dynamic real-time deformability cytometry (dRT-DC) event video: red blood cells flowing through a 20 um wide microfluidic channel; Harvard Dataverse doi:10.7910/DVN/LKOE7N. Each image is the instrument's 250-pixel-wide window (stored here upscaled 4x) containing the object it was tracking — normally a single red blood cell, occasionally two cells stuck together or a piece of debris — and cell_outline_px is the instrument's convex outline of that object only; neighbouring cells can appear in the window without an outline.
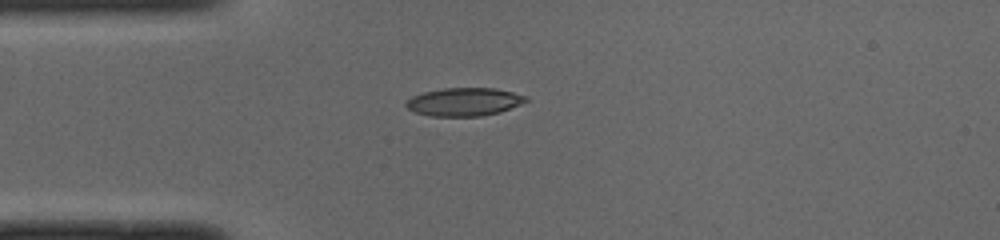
{"species": "common noctule bat (a hibernating species)", "species_latin": "Nyctalus noctula", "temperature_condition": "cold", "stored_images_in_passage": 38, "camera_frame_rate_fps": 3000, "um_per_image_px": 0.085, "animal": {"sex": "male", "body_mass_g": 19.0, "forearm_length_mm": 50.8}, "frame": {"image": 1, "passage_image": 1, "time_ms": 0.0, "image_size_px": [1000, 240], "cell_outline_px": [[528, 100], [520, 104], [500, 112], [480, 116], [432, 116], [416, 112], [408, 108], [404, 104], [412, 96], [424, 92], [444, 88], [496, 88], [528, 96]], "centroid_in_image_um": [39.47, 8.65], "position_along_channel_um": 45.5, "area_um2": 19.54}}
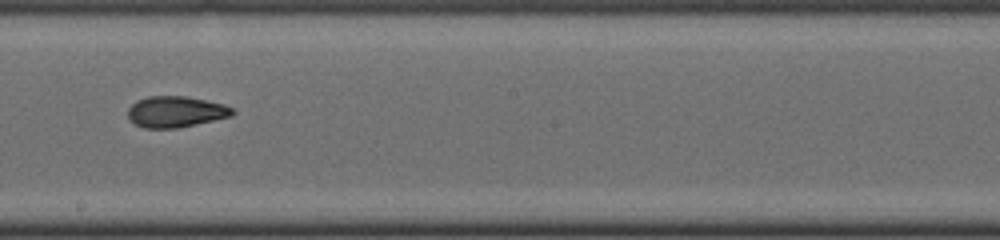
{"frame": {"image": 2, "passage_image": 16, "time_ms": 5.0, "image_size_px": [1000, 240], "cell_outline_px": [[236, 112], [232, 116], [180, 128], [144, 128], [136, 124], [128, 116], [128, 108], [136, 100], [148, 96], [184, 96], [224, 104], [232, 108]], "centroid_in_image_um": [14.95, 9.5], "position_along_channel_um": 233.3, "area_um2": 18.96}}
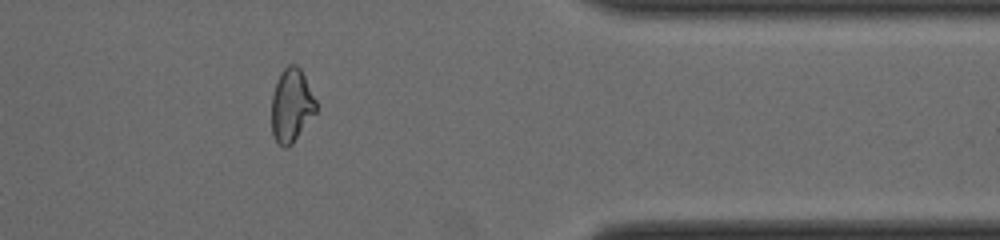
{"frame": {"image": 3, "passage_image": 29, "time_ms": 9.333, "image_size_px": [1000, 240], "cell_outline_px": [[316, 112], [292, 144], [288, 148], [284, 148], [272, 136], [272, 96], [276, 80], [280, 72], [288, 64], [296, 64], [300, 68], [316, 100]], "centroid_in_image_um": [24.76, 8.96], "position_along_channel_um": 386.6, "area_um2": 19.02}, "authors_computed_cell_mechanics": {"area_um2": 19.2763, "velocity_mm_per_s": 4.0014, "shape_relaxation_time_tau1_ms": 9.4712, "shape_relaxation_time_tau2_ms": 2.4472, "deformation_change_tau1": 0.2426, "deformation_change_tau2": 0.0893}}